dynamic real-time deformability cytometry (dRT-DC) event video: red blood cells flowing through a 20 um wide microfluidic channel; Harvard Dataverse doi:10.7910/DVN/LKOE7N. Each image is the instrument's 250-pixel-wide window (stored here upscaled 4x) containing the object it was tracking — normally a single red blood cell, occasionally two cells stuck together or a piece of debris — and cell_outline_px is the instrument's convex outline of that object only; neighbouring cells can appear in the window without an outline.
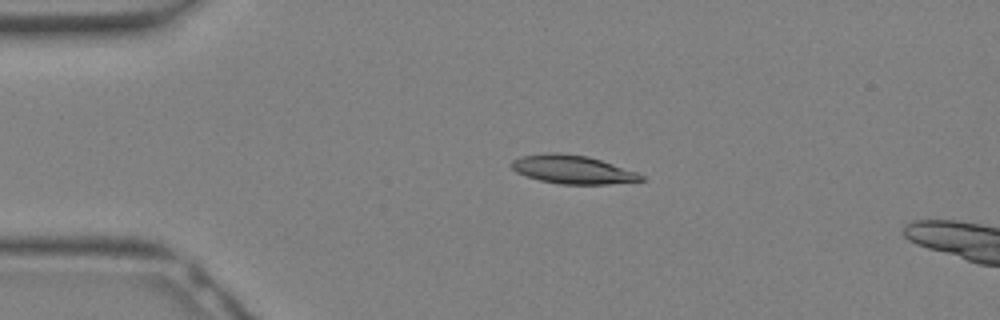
{"species": "Egyptian fruit bat (a non-hibernating species)", "species_latin": "Rousettus aegyptiacus", "temperature_condition": "warm", "stored_images_in_passage": 10, "camera_frame_rate_fps": 3000, "um_per_image_px": 0.085, "animal": {"sex": "female"}, "frame": {"image": 1, "passage_image": 7, "time_ms": 2.0, "image_size_px": [1000, 320], "cell_outline_px": [[644, 180], [608, 184], [560, 184], [540, 180], [516, 172], [512, 168], [512, 160], [520, 156], [548, 152], [560, 152], [588, 156], [636, 172], [644, 176]], "centroid_in_image_um": [48.64, 14.4], "position_along_channel_um": 36.4, "area_um2": 21.33}}